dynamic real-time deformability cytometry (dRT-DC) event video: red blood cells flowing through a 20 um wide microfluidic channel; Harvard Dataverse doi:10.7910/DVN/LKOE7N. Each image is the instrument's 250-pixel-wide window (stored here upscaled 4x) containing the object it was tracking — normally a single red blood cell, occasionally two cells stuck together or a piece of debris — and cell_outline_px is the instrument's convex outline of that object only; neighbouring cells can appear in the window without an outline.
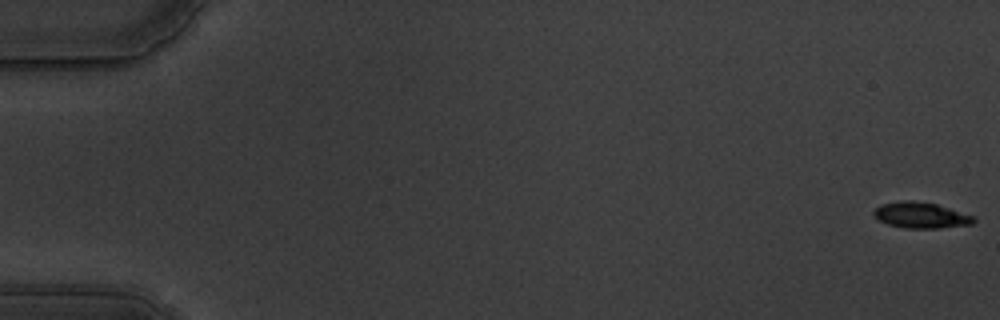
{"species": "common noctule bat (a hibernating species)", "species_latin": "Nyctalus noctula", "temperature_condition": "warm", "stored_images_in_passage": 59, "camera_frame_rate_fps": 3000, "um_per_image_px": 0.085, "animal": {"sex": "male", "body_mass_g": 19.5, "forearm_length_mm": 54.6}, "frame": {"image": 1, "passage_image": 1, "time_ms": 0.0, "image_size_px": [1000, 320], "cell_outline_px": [[976, 220], [972, 224], [936, 228], [908, 228], [888, 224], [872, 216], [872, 212], [880, 204], [900, 200], [912, 200], [936, 204], [976, 216]], "centroid_in_image_um": [78.26, 18.28], "position_along_channel_um": 6.7, "area_um2": 15.14}}
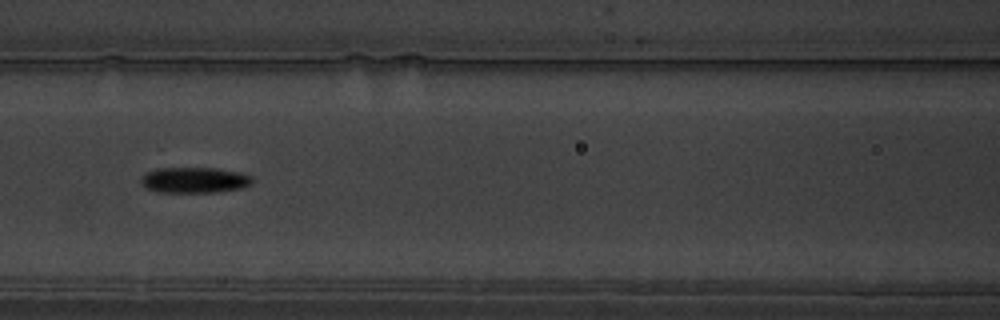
{"frame": {"image": 2, "passage_image": 27, "time_ms": 8.667, "image_size_px": [1000, 320], "cell_outline_px": [[252, 184], [240, 188], [216, 192], [160, 192], [148, 188], [140, 180], [148, 172], [160, 168], [216, 168], [236, 172], [252, 176]], "centroid_in_image_um": [16.56, 15.3], "position_along_channel_um": 150.0, "area_um2": 16.3}}
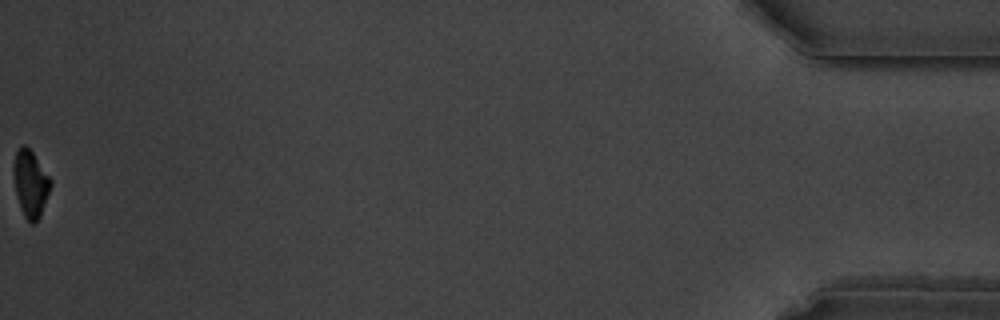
{"frame": {"image": 3, "passage_image": 59, "time_ms": 19.333, "image_size_px": [1000, 320], "cell_outline_px": [[52, 184], [40, 216], [36, 224], [32, 224], [24, 216], [20, 208], [16, 192], [12, 172], [12, 168], [16, 152], [20, 144], [24, 144], [32, 152], [52, 180]], "centroid_in_image_um": [2.58, 15.6], "position_along_channel_um": 432.6, "area_um2": 14.45}, "authors_computed_cell_mechanics": {"area_um2": 15.7794, "velocity_mm_per_s": 3.5388, "shape_relaxation_time_tau1_ms": 2.9754, "shape_relaxation_time_tau2_ms": 6.1961, "deformation_change_tau1": 0.1783, "deformation_change_tau2": 0.1319}}